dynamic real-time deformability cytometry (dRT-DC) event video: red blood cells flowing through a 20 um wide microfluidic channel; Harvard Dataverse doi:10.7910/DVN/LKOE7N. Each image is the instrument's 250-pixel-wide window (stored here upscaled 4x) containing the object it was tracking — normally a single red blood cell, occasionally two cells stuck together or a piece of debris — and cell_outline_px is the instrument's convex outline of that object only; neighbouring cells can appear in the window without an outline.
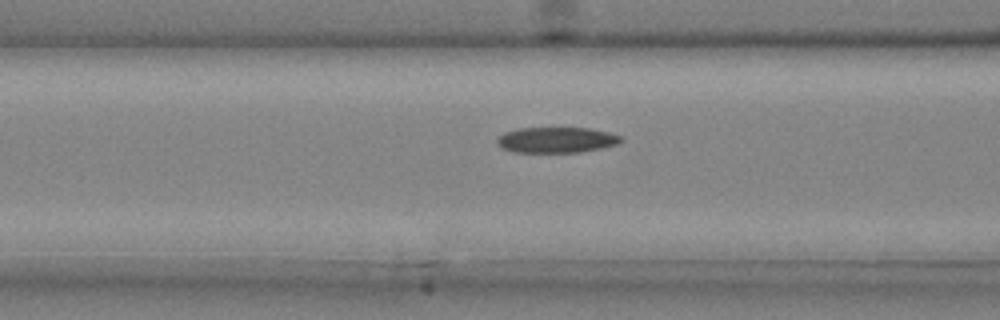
{"species": "common noctule bat (a hibernating species)", "species_latin": "Nyctalus noctula", "temperature_condition": "cold", "stored_images_in_passage": 25, "camera_frame_rate_fps": 3000, "um_per_image_px": 0.085, "animal": {"sex": "male", "body_mass_g": 20.4}, "frame": {"image": 1, "passage_image": 4, "time_ms": 1.0, "image_size_px": [1000, 320], "cell_outline_px": [[624, 140], [620, 144], [580, 152], [512, 152], [500, 148], [496, 140], [504, 132], [520, 128], [588, 128], [608, 132], [624, 136]], "centroid_in_image_um": [47.33, 11.89], "position_along_channel_um": 119.3, "area_um2": 18.67}}
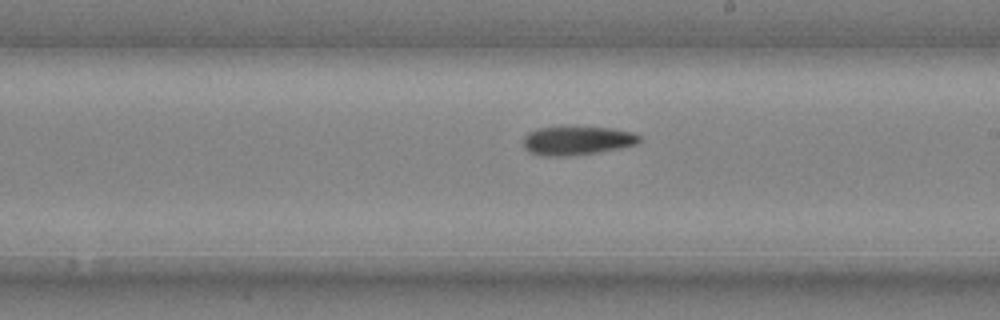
{"frame": {"image": 2, "passage_image": 12, "time_ms": 3.667, "image_size_px": [1000, 320], "cell_outline_px": [[640, 140], [636, 144], [620, 148], [600, 152], [568, 156], [540, 156], [528, 152], [524, 148], [524, 136], [528, 132], [540, 128], [612, 128], [632, 132], [640, 136]], "centroid_in_image_um": [49.03, 11.98], "position_along_channel_um": 240.0, "area_um2": 19.25}}
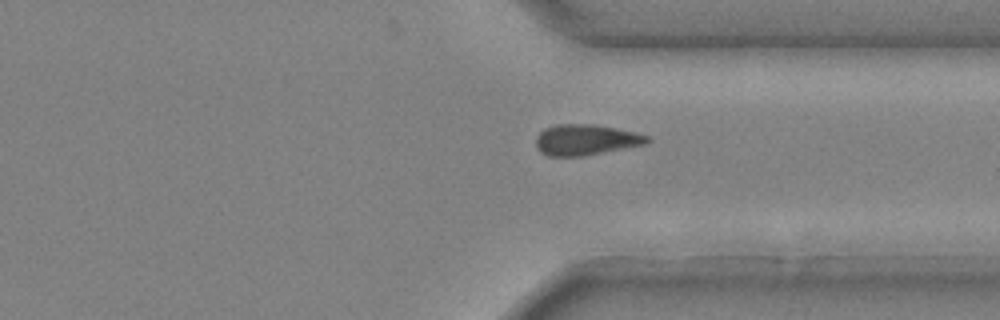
{"frame": {"image": 3, "passage_image": 20, "time_ms": 6.333, "image_size_px": [1000, 320], "cell_outline_px": [[652, 140], [648, 144], [584, 156], [548, 156], [540, 152], [536, 148], [536, 136], [544, 128], [556, 124], [592, 124], [616, 128], [636, 132], [648, 136]], "centroid_in_image_um": [49.81, 11.89], "position_along_channel_um": 361.6, "area_um2": 20.23}}